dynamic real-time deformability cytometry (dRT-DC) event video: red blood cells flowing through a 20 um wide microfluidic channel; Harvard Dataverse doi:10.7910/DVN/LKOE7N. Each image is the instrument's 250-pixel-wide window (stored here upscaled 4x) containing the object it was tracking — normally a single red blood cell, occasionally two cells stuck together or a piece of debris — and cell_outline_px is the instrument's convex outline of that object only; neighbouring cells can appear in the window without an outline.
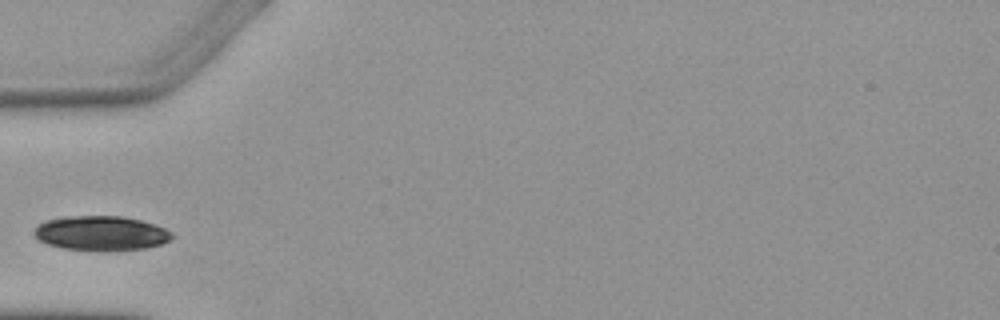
{"species": "Egyptian fruit bat (a non-hibernating species)", "species_latin": "Rousettus aegyptiacus", "temperature_condition": "warm", "stored_images_in_passage": 1, "camera_frame_rate_fps": 3000, "um_per_image_px": 0.085, "animal": {"sex": "female"}, "frame": {"image": 1, "passage_image": 1, "time_ms": 0.0, "image_size_px": [1000, 320], "cell_outline_px": [[176, 236], [160, 244], [148, 248], [108, 252], [100, 252], [64, 248], [48, 244], [40, 240], [32, 232], [40, 224], [48, 220], [68, 216], [120, 216], [140, 220], [164, 228], [172, 232]], "centroid_in_image_um": [8.62, 19.85], "position_along_channel_um": 76.4, "area_um2": 27.92}}